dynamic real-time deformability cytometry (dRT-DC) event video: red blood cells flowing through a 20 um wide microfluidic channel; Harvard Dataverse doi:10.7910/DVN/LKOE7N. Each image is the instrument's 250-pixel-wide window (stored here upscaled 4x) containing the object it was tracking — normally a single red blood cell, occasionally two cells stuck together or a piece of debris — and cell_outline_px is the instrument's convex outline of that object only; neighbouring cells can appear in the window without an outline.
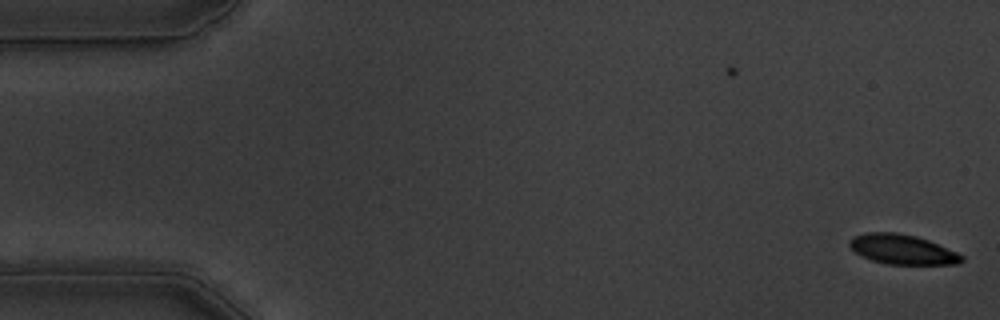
{"species": "common noctule bat (a hibernating species)", "species_latin": "Nyctalus noctula", "temperature_condition": "warm", "stored_images_in_passage": 4, "camera_frame_rate_fps": 3000, "um_per_image_px": 0.085, "animal": {"sex": "male", "body_mass_g": 19.5, "forearm_length_mm": 54.6}, "frame": {"image": 1, "passage_image": 4, "time_ms": 1.0, "image_size_px": [1000, 320], "cell_outline_px": [[964, 260], [956, 264], [888, 264], [872, 260], [860, 256], [848, 244], [848, 240], [852, 236], [864, 232], [896, 232], [916, 236], [928, 240], [956, 252], [964, 256]], "centroid_in_image_um": [76.65, 21.19], "position_along_channel_um": 8.3, "area_um2": 19.48}}